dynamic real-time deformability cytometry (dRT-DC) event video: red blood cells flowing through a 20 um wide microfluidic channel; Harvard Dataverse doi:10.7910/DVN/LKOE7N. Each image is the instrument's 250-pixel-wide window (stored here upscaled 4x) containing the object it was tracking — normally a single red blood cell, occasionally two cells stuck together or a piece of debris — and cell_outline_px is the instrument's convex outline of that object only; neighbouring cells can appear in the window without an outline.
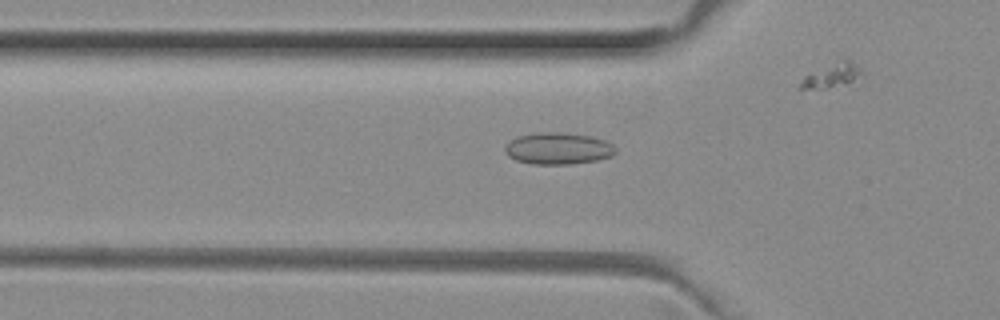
{"species": "common noctule bat (a hibernating species)", "species_latin": "Nyctalus noctula", "temperature_condition": "room temperature", "stored_images_in_passage": 47, "camera_frame_rate_fps": 3000, "um_per_image_px": 0.085, "animal": {"sex": "female", "body_mass_g": 29.2, "forearm_length_mm": 56.3}, "frame": {"image": 1, "passage_image": 13, "time_ms": 4.0, "image_size_px": [1000, 320], "cell_outline_px": [[616, 152], [612, 156], [596, 160], [572, 164], [532, 164], [516, 160], [508, 156], [504, 152], [504, 148], [516, 136], [536, 132], [560, 132], [592, 136], [604, 140], [612, 144], [616, 148]], "centroid_in_image_um": [47.44, 12.62], "position_along_channel_um": 78.4, "area_um2": 20.58}}
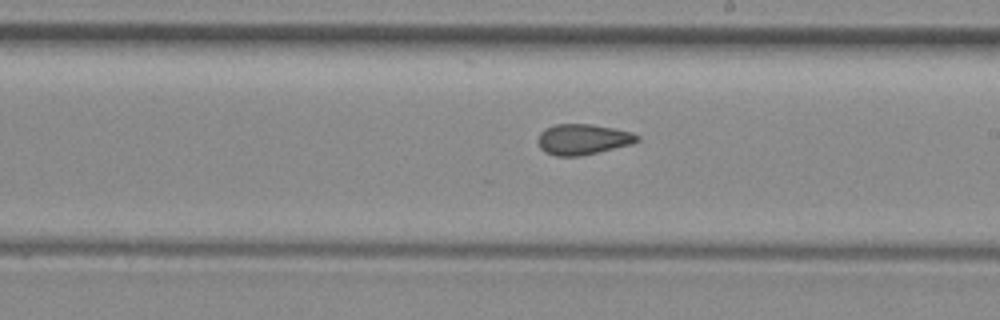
{"frame": {"image": 2, "passage_image": 25, "time_ms": 8.0, "image_size_px": [1000, 320], "cell_outline_px": [[640, 140], [632, 144], [580, 156], [556, 156], [544, 152], [540, 148], [536, 140], [540, 132], [544, 128], [556, 124], [592, 124], [632, 132], [640, 136]], "centroid_in_image_um": [49.51, 11.84], "position_along_channel_um": 239.5, "area_um2": 17.86}}
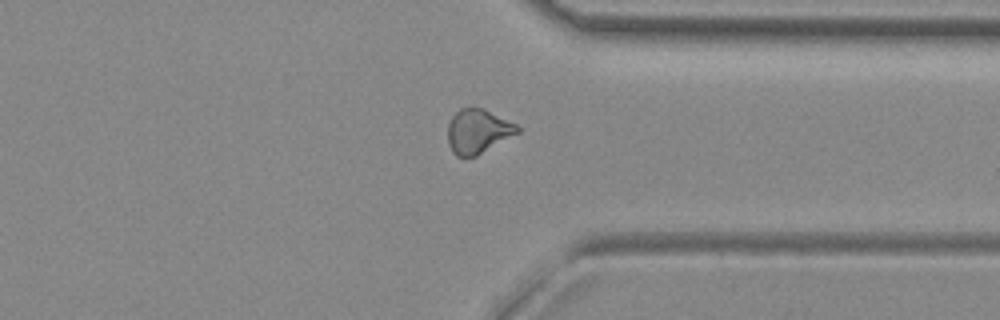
{"frame": {"image": 3, "passage_image": 35, "time_ms": 11.333, "image_size_px": [1000, 320], "cell_outline_px": [[520, 132], [476, 156], [456, 156], [452, 152], [448, 144], [448, 124], [452, 116], [460, 108], [484, 108], [516, 124], [520, 128]], "centroid_in_image_um": [40.62, 11.16], "position_along_channel_um": 370.8, "area_um2": 17.92}, "authors_computed_cell_mechanics": {"area_um2": 18.0914, "velocity_mm_per_s": 4.0105, "shape_relaxation_time_tau1_ms": null, "shape_relaxation_time_tau2_ms": 2.3915, "deformation_change_tau1": null, "deformation_change_tau2": 0.0788}}